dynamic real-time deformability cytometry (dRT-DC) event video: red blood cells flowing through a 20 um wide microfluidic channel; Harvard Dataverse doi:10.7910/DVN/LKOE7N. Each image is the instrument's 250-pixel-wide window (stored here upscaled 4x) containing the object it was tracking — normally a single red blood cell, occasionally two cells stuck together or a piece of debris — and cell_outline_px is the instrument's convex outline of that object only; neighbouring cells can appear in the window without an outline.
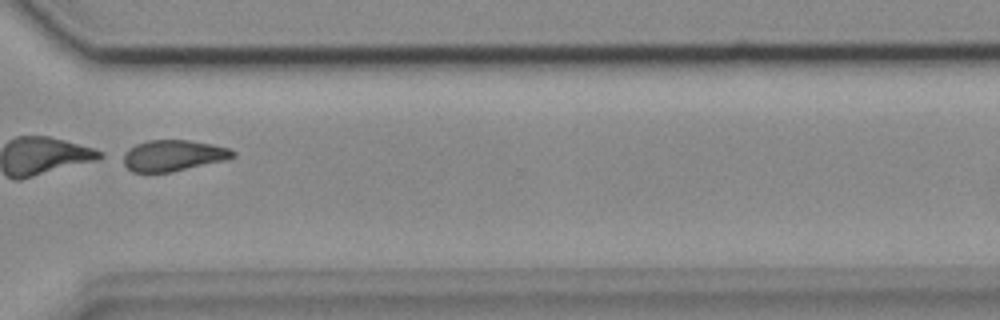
{"species": "common noctule bat (a hibernating species)", "species_latin": "Nyctalus noctula", "temperature_condition": "cold", "stored_images_in_passage": 40, "camera_frame_rate_fps": 3000, "um_per_image_px": 0.085, "animal": {"sex": "female", "body_mass_g": 18.4}, "frame": {"image": 1, "passage_image": 27, "time_ms": 8.667, "image_size_px": [1000, 320], "cell_outline_px": [[236, 156], [228, 160], [172, 172], [132, 172], [116, 156], [136, 144], [148, 140], [188, 140], [212, 144], [228, 148], [236, 152]], "centroid_in_image_um": [14.68, 13.23], "position_along_channel_um": 355.9, "area_um2": 20.35}}